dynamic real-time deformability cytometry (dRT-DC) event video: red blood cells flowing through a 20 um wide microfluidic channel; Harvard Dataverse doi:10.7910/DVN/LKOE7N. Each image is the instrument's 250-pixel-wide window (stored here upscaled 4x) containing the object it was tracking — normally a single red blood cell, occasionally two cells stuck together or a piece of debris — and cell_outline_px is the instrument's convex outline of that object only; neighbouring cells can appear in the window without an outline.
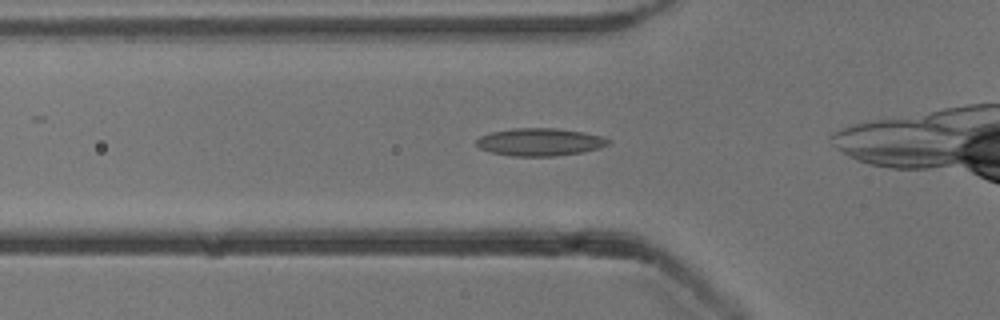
{"species": "common noctule bat (a hibernating species)", "species_latin": "Nyctalus noctula", "temperature_condition": "cold", "stored_images_in_passage": 31, "camera_frame_rate_fps": 3000, "um_per_image_px": 0.085, "animal": {"sex": "male", "body_mass_g": 13.3}, "frame": {"image": 1, "passage_image": 7, "time_ms": 2.0, "image_size_px": [1000, 320], "cell_outline_px": [[612, 140], [608, 144], [600, 148], [580, 152], [552, 156], [512, 156], [492, 152], [480, 148], [476, 144], [476, 140], [480, 136], [492, 132], [512, 128], [556, 128], [584, 132], [600, 136]], "centroid_in_image_um": [45.88, 12.06], "position_along_channel_um": 79.9, "area_um2": 21.1}}
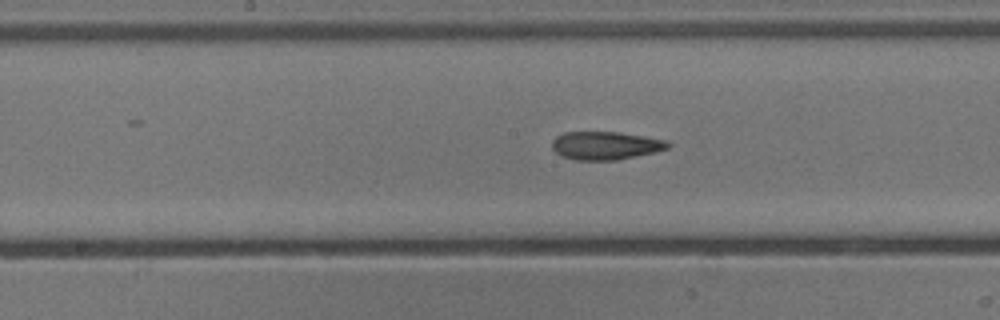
{"frame": {"image": 2, "passage_image": 16, "time_ms": 5.0, "image_size_px": [1000, 320], "cell_outline_px": [[672, 144], [668, 148], [636, 156], [616, 160], [576, 160], [564, 156], [556, 152], [552, 148], [552, 140], [556, 136], [564, 132], [620, 132], [668, 140]], "centroid_in_image_um": [51.48, 12.36], "position_along_channel_um": 196.7, "area_um2": 18.96}}
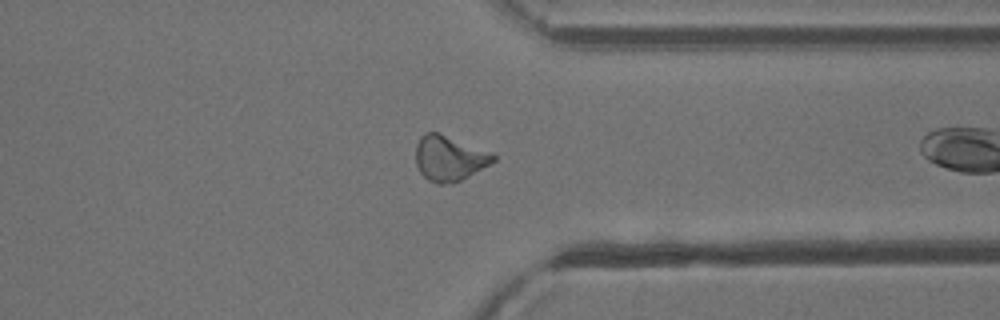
{"frame": {"image": 3, "passage_image": 30, "time_ms": 9.667, "image_size_px": [1000, 320], "cell_outline_px": [[496, 160], [468, 176], [460, 180], [444, 184], [436, 184], [428, 180], [420, 172], [416, 164], [416, 144], [420, 136], [424, 132], [440, 132], [492, 152], [496, 156]], "centroid_in_image_um": [38.17, 13.42], "position_along_channel_um": 373.2, "area_um2": 20.52}}